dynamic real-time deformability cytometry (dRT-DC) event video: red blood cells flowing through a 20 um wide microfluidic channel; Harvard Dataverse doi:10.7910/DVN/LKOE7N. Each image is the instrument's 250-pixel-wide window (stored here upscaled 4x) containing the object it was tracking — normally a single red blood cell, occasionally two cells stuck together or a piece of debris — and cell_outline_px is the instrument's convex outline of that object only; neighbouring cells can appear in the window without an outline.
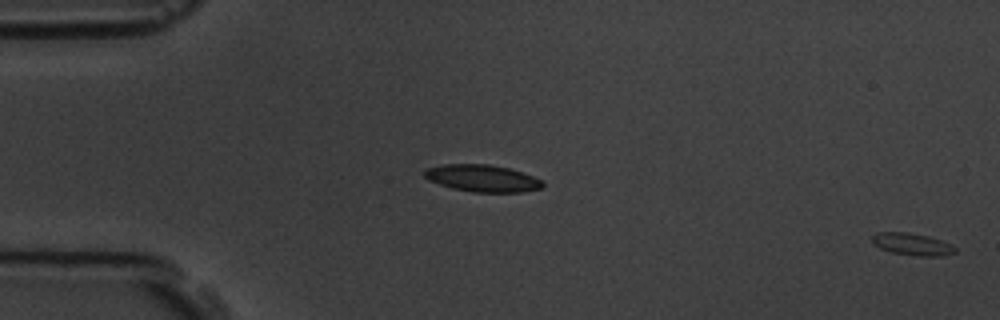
{"species": "common noctule bat (a hibernating species)", "species_latin": "Nyctalus noctula", "temperature_condition": "room temperature", "stored_images_in_passage": 5, "segment_of_instrument_passage": [2, 2], "camera_frame_rate_fps": 3000, "um_per_image_px": 0.085, "animal": {"sex": "male", "body_mass_g": 19.5, "forearm_length_mm": 54.6}, "frame": {"image": 1, "passage_image": 5, "time_ms": 4.667, "image_size_px": [1000, 320], "cell_outline_px": [[956, 252], [940, 256], [916, 256], [892, 252], [880, 248], [872, 244], [872, 236], [876, 232], [908, 232], [928, 236], [940, 240], [956, 248]], "centroid_in_image_um": [77.49, 20.75], "position_along_channel_um": 7.5, "area_um2": 10.64}}